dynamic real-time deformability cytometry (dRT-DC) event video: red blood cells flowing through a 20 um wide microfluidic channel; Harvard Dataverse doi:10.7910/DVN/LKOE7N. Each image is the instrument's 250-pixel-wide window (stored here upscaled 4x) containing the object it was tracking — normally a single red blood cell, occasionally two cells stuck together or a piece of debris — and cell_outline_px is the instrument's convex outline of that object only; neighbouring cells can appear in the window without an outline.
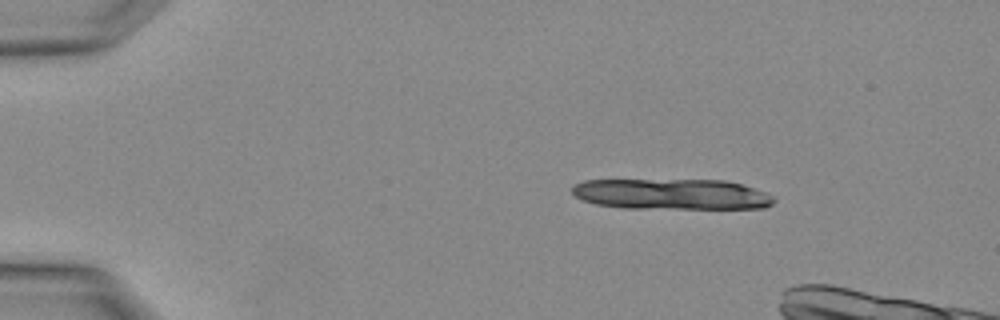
{"species": "Egyptian fruit bat (a non-hibernating species)", "species_latin": "Rousettus aegyptiacus", "temperature_condition": "warm", "stored_images_in_passage": 3, "camera_frame_rate_fps": 3000, "um_per_image_px": 0.085, "animal": {"sex": "female"}, "frame": {"image": 1, "passage_image": 1, "time_ms": 0.0, "image_size_px": [1000, 320], "cell_outline_px": [[776, 200], [772, 204], [764, 208], [620, 208], [596, 204], [584, 200], [576, 196], [572, 192], [572, 184], [584, 180], [724, 180], [744, 184], [776, 196]], "centroid_in_image_um": [57.12, 16.5], "position_along_channel_um": 27.9, "area_um2": 36.36}}
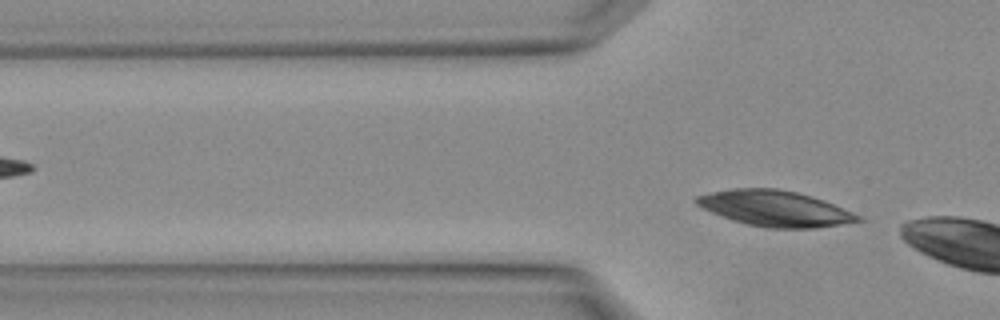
{"frame": {"image": 2, "passage_image": 3, "time_ms": 0.667, "image_size_px": [1000, 320], "cell_outline_px": [[864, 220], [816, 228], [768, 228], [748, 224], [732, 220], [712, 212], [696, 204], [692, 200], [696, 196], [712, 192], [732, 188], [776, 188], [796, 192], [812, 196], [824, 200], [852, 212], [860, 216]], "centroid_in_image_um": [65.86, 17.71], "position_along_channel_um": 59.9, "area_um2": 33.41}}